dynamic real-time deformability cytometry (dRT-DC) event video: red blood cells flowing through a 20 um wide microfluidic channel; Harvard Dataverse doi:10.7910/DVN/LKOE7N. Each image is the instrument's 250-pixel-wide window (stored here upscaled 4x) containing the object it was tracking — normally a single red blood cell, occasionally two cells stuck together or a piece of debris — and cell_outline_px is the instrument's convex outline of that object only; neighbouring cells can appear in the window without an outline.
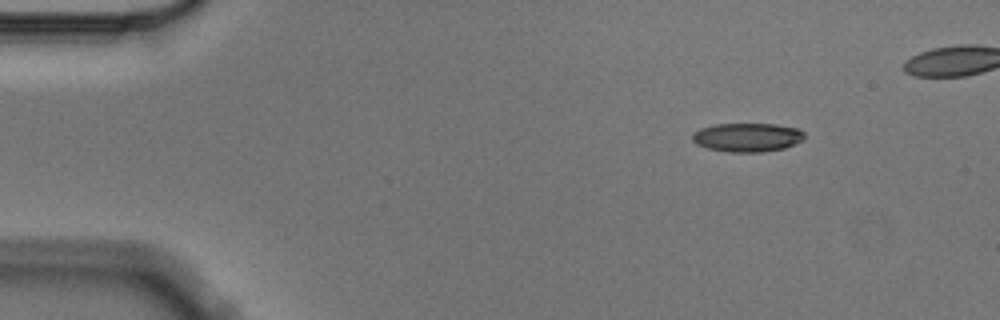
{"species": "Egyptian fruit bat (a non-hibernating species)", "species_latin": "Rousettus aegyptiacus", "temperature_condition": "cold", "stored_images_in_passage": 6, "camera_frame_rate_fps": 3000, "um_per_image_px": 0.085, "animal": {"sex": "male"}, "frame": {"image": 1, "passage_image": 2, "time_ms": 0.333, "image_size_px": [1000, 320], "cell_outline_px": [[804, 140], [784, 148], [760, 152], [728, 152], [708, 148], [696, 144], [692, 140], [692, 132], [700, 128], [716, 124], [776, 124], [796, 128], [804, 132]], "centroid_in_image_um": [63.5, 11.67], "position_along_channel_um": 21.5, "area_um2": 18.84}}
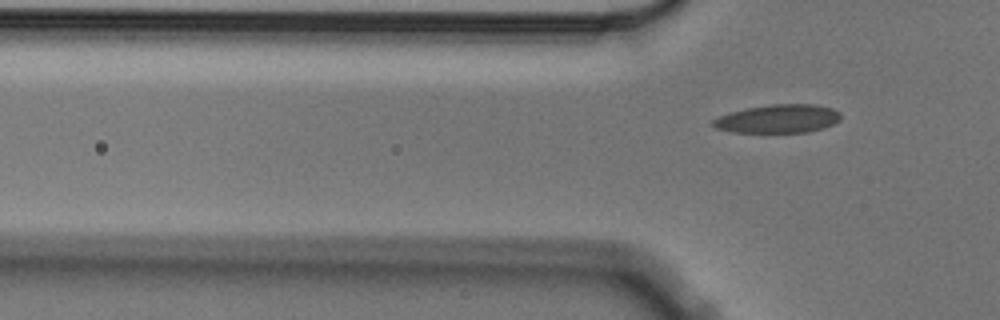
{"frame": {"image": 2, "passage_image": 6, "time_ms": 1.667, "image_size_px": [1000, 320], "cell_outline_px": [[840, 120], [824, 128], [808, 132], [732, 132], [716, 128], [712, 124], [712, 120], [720, 116], [732, 112], [748, 108], [772, 104], [816, 104], [832, 108], [840, 112]], "centroid_in_image_um": [66.17, 10.09], "position_along_channel_um": 59.6, "area_um2": 21.04}}